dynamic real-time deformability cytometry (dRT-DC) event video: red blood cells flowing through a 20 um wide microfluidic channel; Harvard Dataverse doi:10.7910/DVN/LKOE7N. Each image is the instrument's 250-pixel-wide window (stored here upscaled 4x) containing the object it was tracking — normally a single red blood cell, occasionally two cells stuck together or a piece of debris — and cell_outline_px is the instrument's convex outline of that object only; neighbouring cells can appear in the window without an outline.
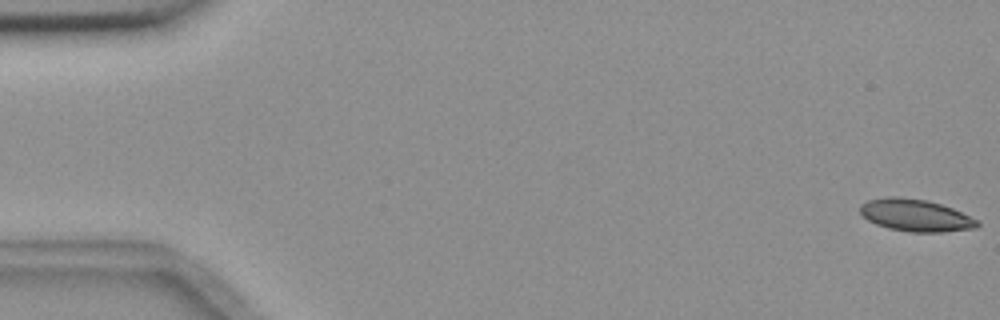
{"species": "common noctule bat (a hibernating species)", "species_latin": "Nyctalus noctula", "temperature_condition": "room temperature", "stored_images_in_passage": 5, "camera_frame_rate_fps": 3000, "um_per_image_px": 0.085, "animal": {"sex": "female", "body_mass_g": 18.4}, "frame": {"image": 1, "passage_image": 1, "time_ms": 0.0, "image_size_px": [1000, 320], "cell_outline_px": [[980, 224], [976, 228], [944, 232], [912, 232], [888, 228], [876, 224], [868, 220], [860, 212], [860, 204], [868, 200], [892, 196], [896, 196], [924, 200], [940, 204], [952, 208], [980, 220]], "centroid_in_image_um": [77.85, 18.31], "position_along_channel_um": 7.2, "area_um2": 21.91}}